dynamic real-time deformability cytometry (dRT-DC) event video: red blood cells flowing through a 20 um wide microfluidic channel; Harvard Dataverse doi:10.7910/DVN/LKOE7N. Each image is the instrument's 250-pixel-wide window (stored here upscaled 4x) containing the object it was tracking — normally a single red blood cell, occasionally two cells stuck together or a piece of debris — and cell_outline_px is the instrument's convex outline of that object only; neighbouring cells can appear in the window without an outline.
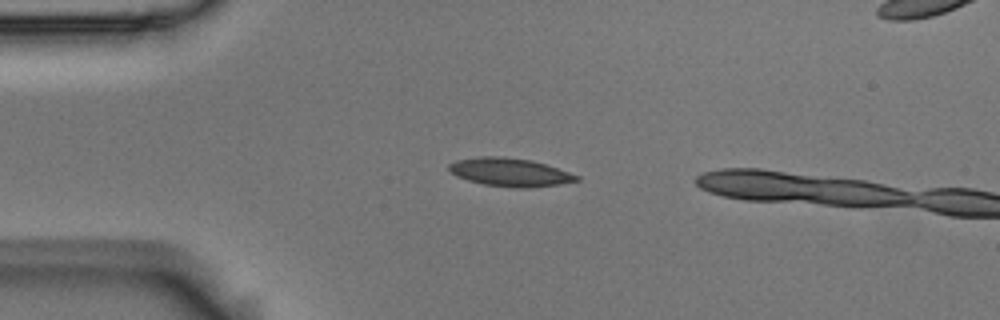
{"species": "Egyptian fruit bat (a non-hibernating species)", "species_latin": "Rousettus aegyptiacus", "temperature_condition": "room temperature", "stored_images_in_passage": 3, "camera_frame_rate_fps": 3000, "um_per_image_px": 0.085, "animal": {"sex": "male"}, "frame": {"image": 1, "passage_image": 1, "time_ms": 0.0, "image_size_px": [1000, 320], "cell_outline_px": [[580, 180], [560, 184], [528, 188], [516, 188], [484, 184], [468, 180], [456, 176], [448, 168], [448, 164], [456, 160], [480, 156], [504, 156], [532, 160], [580, 176]], "centroid_in_image_um": [43.33, 14.63], "position_along_channel_um": 41.7, "area_um2": 20.98}}